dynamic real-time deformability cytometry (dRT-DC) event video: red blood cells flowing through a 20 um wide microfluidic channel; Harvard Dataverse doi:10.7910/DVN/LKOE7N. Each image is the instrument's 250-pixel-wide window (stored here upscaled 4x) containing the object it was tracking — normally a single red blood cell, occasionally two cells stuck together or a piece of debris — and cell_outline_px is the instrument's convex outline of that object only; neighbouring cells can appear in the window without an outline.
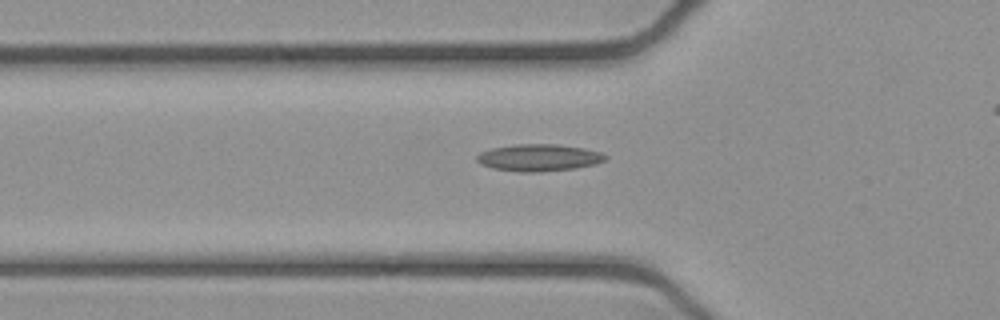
{"species": "common noctule bat (a hibernating species)", "species_latin": "Nyctalus noctula", "temperature_condition": "cold", "stored_images_in_passage": 42, "camera_frame_rate_fps": 3000, "um_per_image_px": 0.085, "animal": {"sex": "female", "body_mass_g": 21.9}, "frame": {"image": 1, "passage_image": 14, "time_ms": 4.333, "image_size_px": [1000, 320], "cell_outline_px": [[608, 156], [604, 160], [596, 164], [576, 168], [540, 172], [520, 172], [492, 168], [480, 164], [476, 160], [476, 156], [480, 152], [492, 148], [516, 144], [560, 144], [584, 148], [600, 152]], "centroid_in_image_um": [45.79, 13.4], "position_along_channel_um": 80.0, "area_um2": 20.35}}
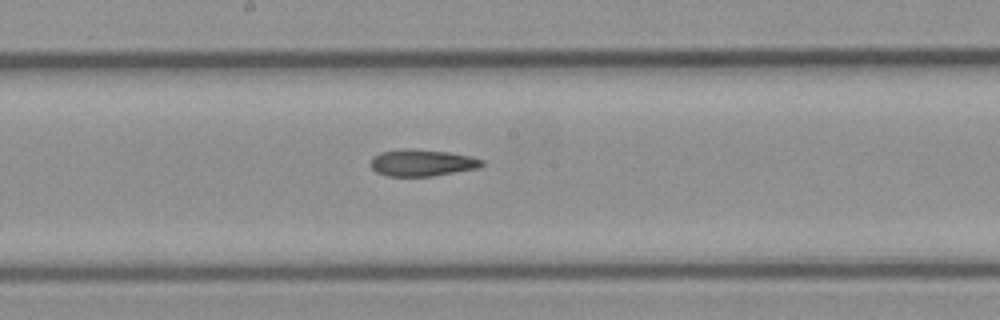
{"frame": {"image": 2, "passage_image": 24, "time_ms": 7.667, "image_size_px": [1000, 320], "cell_outline_px": [[484, 164], [480, 168], [432, 176], [388, 176], [376, 172], [368, 164], [372, 156], [380, 152], [404, 148], [412, 148], [448, 152], [472, 156], [484, 160]], "centroid_in_image_um": [35.86, 13.83], "position_along_channel_um": 212.3, "area_um2": 17.69}}
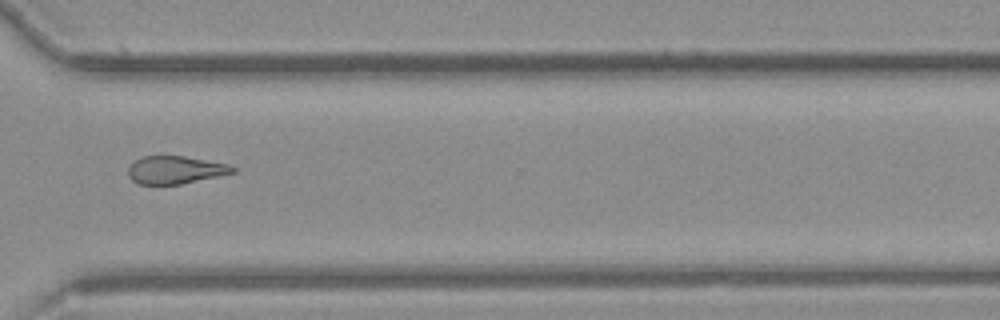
{"frame": {"image": 3, "passage_image": 35, "time_ms": 11.333, "image_size_px": [1000, 320], "cell_outline_px": [[236, 172], [180, 184], [140, 184], [132, 180], [128, 176], [128, 168], [136, 160], [144, 156], [184, 156], [228, 164], [236, 168]], "centroid_in_image_um": [14.9, 14.44], "position_along_channel_um": 355.7, "area_um2": 16.7}}